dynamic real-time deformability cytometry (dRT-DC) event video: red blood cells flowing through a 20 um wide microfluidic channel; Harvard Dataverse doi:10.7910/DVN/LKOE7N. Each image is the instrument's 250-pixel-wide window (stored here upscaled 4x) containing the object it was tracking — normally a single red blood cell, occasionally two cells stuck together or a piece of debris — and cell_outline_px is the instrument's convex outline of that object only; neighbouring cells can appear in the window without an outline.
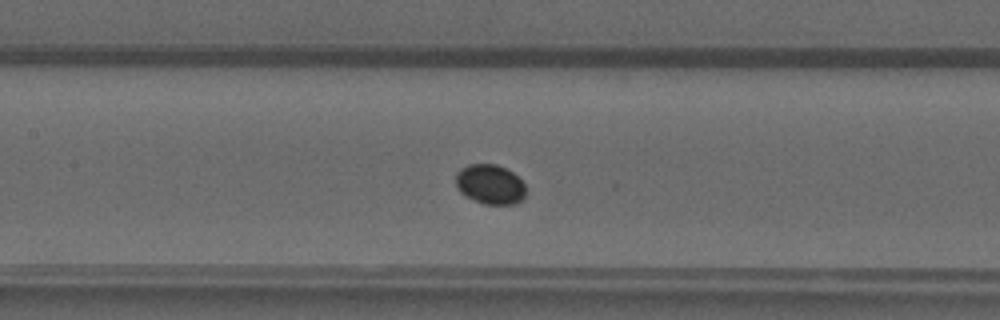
{"species": "common noctule bat (a hibernating species)", "species_latin": "Nyctalus noctula", "temperature_condition": "warm", "stored_images_in_passage": 46, "camera_frame_rate_fps": 3000, "um_per_image_px": 0.085, "animal": {"sex": "male", "forearm_length_mm": 52.5}, "frame": {"image": 1, "passage_image": 20, "time_ms": 6.333, "image_size_px": [1000, 320], "cell_outline_px": [[524, 196], [520, 200], [512, 204], [484, 204], [464, 196], [460, 192], [456, 184], [456, 172], [460, 168], [468, 164], [496, 164], [512, 172], [524, 184]], "centroid_in_image_um": [41.6, 15.66], "position_along_channel_um": 165.8, "area_um2": 16.07}}
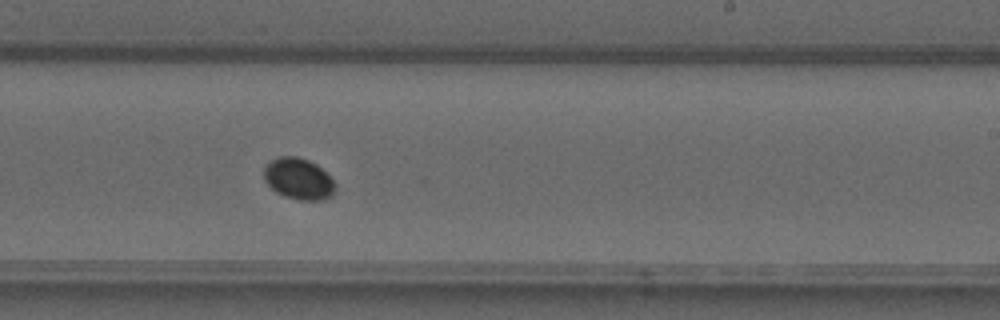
{"frame": {"image": 2, "passage_image": 27, "time_ms": 8.667, "image_size_px": [1000, 320], "cell_outline_px": [[336, 188], [332, 196], [324, 200], [300, 200], [284, 196], [276, 192], [264, 180], [264, 168], [272, 160], [280, 156], [296, 156], [308, 160], [316, 164], [332, 180]], "centroid_in_image_um": [25.37, 15.21], "position_along_channel_um": 263.6, "area_um2": 16.99}}
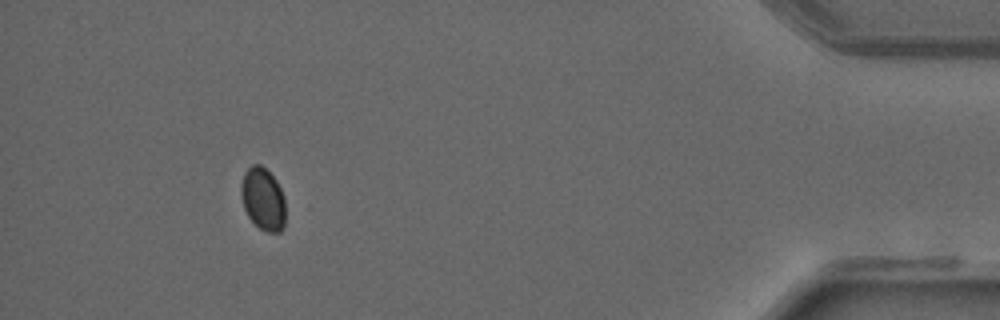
{"frame": {"image": 3, "passage_image": 42, "time_ms": 13.667, "image_size_px": [1000, 320], "cell_outline_px": [[284, 228], [280, 232], [268, 232], [260, 228], [248, 216], [244, 208], [240, 196], [240, 188], [244, 172], [252, 164], [260, 164], [276, 180], [284, 196]], "centroid_in_image_um": [22.34, 16.91], "position_along_channel_um": 412.9, "area_um2": 16.13}}